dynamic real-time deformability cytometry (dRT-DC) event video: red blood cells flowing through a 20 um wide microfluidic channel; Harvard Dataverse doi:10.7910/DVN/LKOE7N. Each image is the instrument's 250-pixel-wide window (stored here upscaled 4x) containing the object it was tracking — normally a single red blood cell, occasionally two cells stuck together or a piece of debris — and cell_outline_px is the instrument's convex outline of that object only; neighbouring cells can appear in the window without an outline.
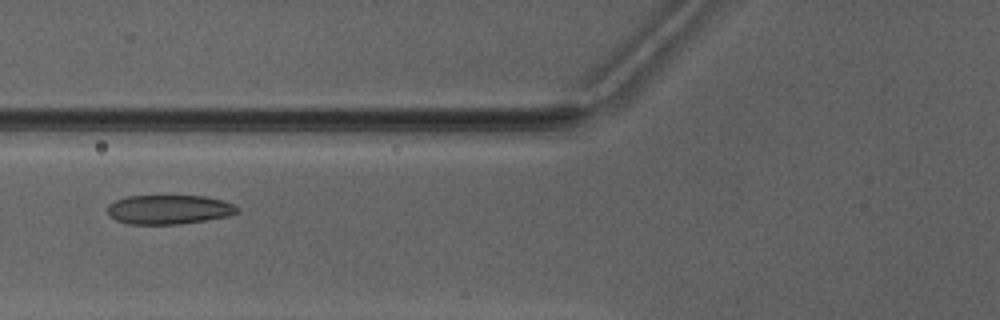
{"species": "Egyptian fruit bat (a non-hibernating species)", "species_latin": "Rousettus aegyptiacus", "temperature_condition": "warm", "stored_images_in_passage": 6, "camera_frame_rate_fps": 3000, "um_per_image_px": 0.085, "animal": {"sex": "male"}, "frame": {"image": 1, "passage_image": 6, "time_ms": 6.0, "image_size_px": [1000, 320], "cell_outline_px": [[240, 212], [228, 216], [180, 224], [128, 224], [116, 220], [108, 216], [108, 204], [116, 200], [128, 196], [204, 196], [236, 204], [240, 208]], "centroid_in_image_um": [14.37, 17.81], "position_along_channel_um": 111.4, "area_um2": 22.2}}